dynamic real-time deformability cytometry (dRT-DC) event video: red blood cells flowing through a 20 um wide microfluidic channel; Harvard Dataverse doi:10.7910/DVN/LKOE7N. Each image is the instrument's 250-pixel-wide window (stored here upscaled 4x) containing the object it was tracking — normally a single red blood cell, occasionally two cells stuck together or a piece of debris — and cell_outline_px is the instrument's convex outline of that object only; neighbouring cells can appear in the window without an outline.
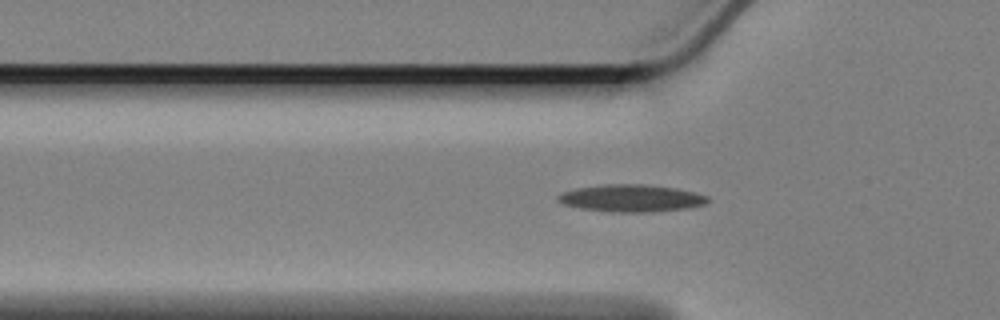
{"species": "Egyptian fruit bat (a non-hibernating species)", "species_latin": "Rousettus aegyptiacus", "temperature_condition": "cold", "stored_images_in_passage": 38, "camera_frame_rate_fps": 3000, "um_per_image_px": 0.085, "animal": {"sex": "female"}, "frame": {"image": 1, "passage_image": 4, "time_ms": 1.0, "image_size_px": [1000, 320], "cell_outline_px": [[712, 200], [704, 204], [688, 208], [652, 212], [608, 212], [580, 208], [564, 204], [556, 200], [556, 196], [564, 192], [576, 188], [608, 184], [644, 184], [676, 188], [696, 192], [708, 196]], "centroid_in_image_um": [53.69, 16.85], "position_along_channel_um": 72.1, "area_um2": 23.93}}
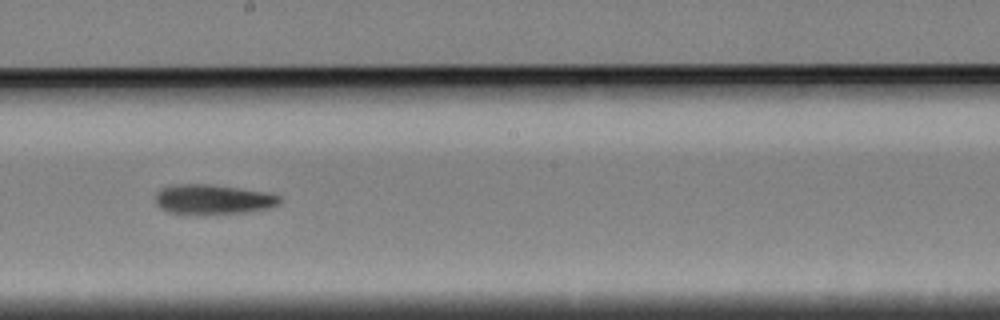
{"frame": {"image": 2, "passage_image": 18, "time_ms": 5.667, "image_size_px": [1000, 320], "cell_outline_px": [[280, 204], [268, 208], [248, 212], [200, 216], [184, 216], [168, 212], [160, 208], [156, 204], [156, 192], [160, 188], [176, 184], [208, 184], [264, 192], [280, 196]], "centroid_in_image_um": [18.02, 16.99], "position_along_channel_um": 230.2, "area_um2": 22.2}}
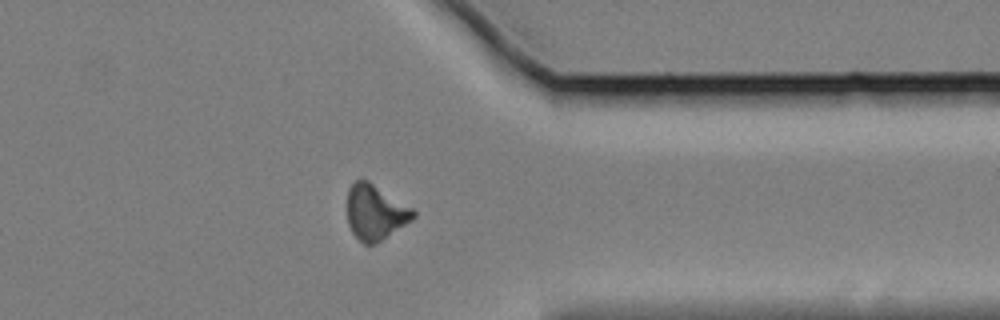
{"frame": {"image": 3, "passage_image": 32, "time_ms": 10.333, "image_size_px": [1000, 320], "cell_outline_px": [[416, 216], [412, 220], [376, 244], [364, 244], [352, 232], [348, 224], [348, 188], [356, 180], [368, 180], [412, 208], [416, 212]], "centroid_in_image_um": [31.9, 18.05], "position_along_channel_um": 379.5, "area_um2": 21.04}}